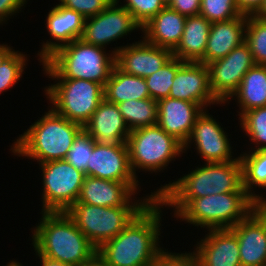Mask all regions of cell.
<instances>
[{
	"instance_id": "cell-37",
	"label": "cell",
	"mask_w": 266,
	"mask_h": 266,
	"mask_svg": "<svg viewBox=\"0 0 266 266\" xmlns=\"http://www.w3.org/2000/svg\"><path fill=\"white\" fill-rule=\"evenodd\" d=\"M162 248L154 258L151 266H201V263L195 253H172L166 252Z\"/></svg>"
},
{
	"instance_id": "cell-13",
	"label": "cell",
	"mask_w": 266,
	"mask_h": 266,
	"mask_svg": "<svg viewBox=\"0 0 266 266\" xmlns=\"http://www.w3.org/2000/svg\"><path fill=\"white\" fill-rule=\"evenodd\" d=\"M138 186V182H118L85 176L76 203L101 207L147 206L156 199V196L151 193L141 201L139 199L136 201L132 195L138 193Z\"/></svg>"
},
{
	"instance_id": "cell-21",
	"label": "cell",
	"mask_w": 266,
	"mask_h": 266,
	"mask_svg": "<svg viewBox=\"0 0 266 266\" xmlns=\"http://www.w3.org/2000/svg\"><path fill=\"white\" fill-rule=\"evenodd\" d=\"M207 231L194 250L201 266H241L236 234L231 229Z\"/></svg>"
},
{
	"instance_id": "cell-40",
	"label": "cell",
	"mask_w": 266,
	"mask_h": 266,
	"mask_svg": "<svg viewBox=\"0 0 266 266\" xmlns=\"http://www.w3.org/2000/svg\"><path fill=\"white\" fill-rule=\"evenodd\" d=\"M27 0H0V24L7 22L8 18L21 11ZM7 19V20H6Z\"/></svg>"
},
{
	"instance_id": "cell-33",
	"label": "cell",
	"mask_w": 266,
	"mask_h": 266,
	"mask_svg": "<svg viewBox=\"0 0 266 266\" xmlns=\"http://www.w3.org/2000/svg\"><path fill=\"white\" fill-rule=\"evenodd\" d=\"M96 141L83 129L73 142L64 160L86 175L90 154Z\"/></svg>"
},
{
	"instance_id": "cell-5",
	"label": "cell",
	"mask_w": 266,
	"mask_h": 266,
	"mask_svg": "<svg viewBox=\"0 0 266 266\" xmlns=\"http://www.w3.org/2000/svg\"><path fill=\"white\" fill-rule=\"evenodd\" d=\"M105 48L77 39L58 48L45 61L43 71L49 78L94 81L105 86L115 66V54Z\"/></svg>"
},
{
	"instance_id": "cell-34",
	"label": "cell",
	"mask_w": 266,
	"mask_h": 266,
	"mask_svg": "<svg viewBox=\"0 0 266 266\" xmlns=\"http://www.w3.org/2000/svg\"><path fill=\"white\" fill-rule=\"evenodd\" d=\"M199 14L211 23L227 21L241 15L235 0H201Z\"/></svg>"
},
{
	"instance_id": "cell-6",
	"label": "cell",
	"mask_w": 266,
	"mask_h": 266,
	"mask_svg": "<svg viewBox=\"0 0 266 266\" xmlns=\"http://www.w3.org/2000/svg\"><path fill=\"white\" fill-rule=\"evenodd\" d=\"M256 205L257 202L242 187L237 192L194 198L175 217L208 230L231 229Z\"/></svg>"
},
{
	"instance_id": "cell-12",
	"label": "cell",
	"mask_w": 266,
	"mask_h": 266,
	"mask_svg": "<svg viewBox=\"0 0 266 266\" xmlns=\"http://www.w3.org/2000/svg\"><path fill=\"white\" fill-rule=\"evenodd\" d=\"M118 2L113 0L101 13L85 19L81 37L85 43L104 48L134 30H141L132 14Z\"/></svg>"
},
{
	"instance_id": "cell-22",
	"label": "cell",
	"mask_w": 266,
	"mask_h": 266,
	"mask_svg": "<svg viewBox=\"0 0 266 266\" xmlns=\"http://www.w3.org/2000/svg\"><path fill=\"white\" fill-rule=\"evenodd\" d=\"M83 129L99 144L127 143L131 132L117 104L105 98Z\"/></svg>"
},
{
	"instance_id": "cell-20",
	"label": "cell",
	"mask_w": 266,
	"mask_h": 266,
	"mask_svg": "<svg viewBox=\"0 0 266 266\" xmlns=\"http://www.w3.org/2000/svg\"><path fill=\"white\" fill-rule=\"evenodd\" d=\"M157 124L183 145L188 140L198 116L204 108L197 103L164 98L157 101Z\"/></svg>"
},
{
	"instance_id": "cell-31",
	"label": "cell",
	"mask_w": 266,
	"mask_h": 266,
	"mask_svg": "<svg viewBox=\"0 0 266 266\" xmlns=\"http://www.w3.org/2000/svg\"><path fill=\"white\" fill-rule=\"evenodd\" d=\"M245 42L250 47L254 62L266 65V20L247 16Z\"/></svg>"
},
{
	"instance_id": "cell-4",
	"label": "cell",
	"mask_w": 266,
	"mask_h": 266,
	"mask_svg": "<svg viewBox=\"0 0 266 266\" xmlns=\"http://www.w3.org/2000/svg\"><path fill=\"white\" fill-rule=\"evenodd\" d=\"M83 126L69 121L48 109L12 144V152L17 156L35 159L39 164L64 160Z\"/></svg>"
},
{
	"instance_id": "cell-17",
	"label": "cell",
	"mask_w": 266,
	"mask_h": 266,
	"mask_svg": "<svg viewBox=\"0 0 266 266\" xmlns=\"http://www.w3.org/2000/svg\"><path fill=\"white\" fill-rule=\"evenodd\" d=\"M169 98L180 99L207 106L220 104L209 86V70L200 62L185 61L177 70L170 88Z\"/></svg>"
},
{
	"instance_id": "cell-43",
	"label": "cell",
	"mask_w": 266,
	"mask_h": 266,
	"mask_svg": "<svg viewBox=\"0 0 266 266\" xmlns=\"http://www.w3.org/2000/svg\"><path fill=\"white\" fill-rule=\"evenodd\" d=\"M40 259L41 266H71L65 263H62L57 260L50 259L44 256H38Z\"/></svg>"
},
{
	"instance_id": "cell-46",
	"label": "cell",
	"mask_w": 266,
	"mask_h": 266,
	"mask_svg": "<svg viewBox=\"0 0 266 266\" xmlns=\"http://www.w3.org/2000/svg\"><path fill=\"white\" fill-rule=\"evenodd\" d=\"M84 266H104V265L96 258L93 262Z\"/></svg>"
},
{
	"instance_id": "cell-38",
	"label": "cell",
	"mask_w": 266,
	"mask_h": 266,
	"mask_svg": "<svg viewBox=\"0 0 266 266\" xmlns=\"http://www.w3.org/2000/svg\"><path fill=\"white\" fill-rule=\"evenodd\" d=\"M65 8L80 13L85 19L101 13L113 0H59Z\"/></svg>"
},
{
	"instance_id": "cell-36",
	"label": "cell",
	"mask_w": 266,
	"mask_h": 266,
	"mask_svg": "<svg viewBox=\"0 0 266 266\" xmlns=\"http://www.w3.org/2000/svg\"><path fill=\"white\" fill-rule=\"evenodd\" d=\"M124 3L121 6L132 14L141 27L165 7L161 0H124Z\"/></svg>"
},
{
	"instance_id": "cell-14",
	"label": "cell",
	"mask_w": 266,
	"mask_h": 266,
	"mask_svg": "<svg viewBox=\"0 0 266 266\" xmlns=\"http://www.w3.org/2000/svg\"><path fill=\"white\" fill-rule=\"evenodd\" d=\"M225 133L219 122H216L207 109H204L198 116L188 140L183 145V151L185 153L186 149L191 146L190 144L194 143L197 154L199 153L206 163L236 160L237 158H232L233 147Z\"/></svg>"
},
{
	"instance_id": "cell-18",
	"label": "cell",
	"mask_w": 266,
	"mask_h": 266,
	"mask_svg": "<svg viewBox=\"0 0 266 266\" xmlns=\"http://www.w3.org/2000/svg\"><path fill=\"white\" fill-rule=\"evenodd\" d=\"M231 230L238 239L241 266H266V217L255 208Z\"/></svg>"
},
{
	"instance_id": "cell-3",
	"label": "cell",
	"mask_w": 266,
	"mask_h": 266,
	"mask_svg": "<svg viewBox=\"0 0 266 266\" xmlns=\"http://www.w3.org/2000/svg\"><path fill=\"white\" fill-rule=\"evenodd\" d=\"M32 242L37 256L71 266H84L97 258V248L66 212H41Z\"/></svg>"
},
{
	"instance_id": "cell-24",
	"label": "cell",
	"mask_w": 266,
	"mask_h": 266,
	"mask_svg": "<svg viewBox=\"0 0 266 266\" xmlns=\"http://www.w3.org/2000/svg\"><path fill=\"white\" fill-rule=\"evenodd\" d=\"M186 23V16L165 6L157 15L141 27L143 39L154 45L171 50L179 45Z\"/></svg>"
},
{
	"instance_id": "cell-30",
	"label": "cell",
	"mask_w": 266,
	"mask_h": 266,
	"mask_svg": "<svg viewBox=\"0 0 266 266\" xmlns=\"http://www.w3.org/2000/svg\"><path fill=\"white\" fill-rule=\"evenodd\" d=\"M184 62L172 57L158 71L145 78L150 98L159 101L169 96L176 72Z\"/></svg>"
},
{
	"instance_id": "cell-42",
	"label": "cell",
	"mask_w": 266,
	"mask_h": 266,
	"mask_svg": "<svg viewBox=\"0 0 266 266\" xmlns=\"http://www.w3.org/2000/svg\"><path fill=\"white\" fill-rule=\"evenodd\" d=\"M15 50L7 44L0 45V66Z\"/></svg>"
},
{
	"instance_id": "cell-35",
	"label": "cell",
	"mask_w": 266,
	"mask_h": 266,
	"mask_svg": "<svg viewBox=\"0 0 266 266\" xmlns=\"http://www.w3.org/2000/svg\"><path fill=\"white\" fill-rule=\"evenodd\" d=\"M27 55L14 51L0 66V93L7 91L20 80L26 66Z\"/></svg>"
},
{
	"instance_id": "cell-47",
	"label": "cell",
	"mask_w": 266,
	"mask_h": 266,
	"mask_svg": "<svg viewBox=\"0 0 266 266\" xmlns=\"http://www.w3.org/2000/svg\"><path fill=\"white\" fill-rule=\"evenodd\" d=\"M6 266H22V264L13 260V261L8 262V265Z\"/></svg>"
},
{
	"instance_id": "cell-11",
	"label": "cell",
	"mask_w": 266,
	"mask_h": 266,
	"mask_svg": "<svg viewBox=\"0 0 266 266\" xmlns=\"http://www.w3.org/2000/svg\"><path fill=\"white\" fill-rule=\"evenodd\" d=\"M255 64L246 42L234 48L226 57L207 64L209 86L215 99L221 104L228 102L238 90L244 75Z\"/></svg>"
},
{
	"instance_id": "cell-27",
	"label": "cell",
	"mask_w": 266,
	"mask_h": 266,
	"mask_svg": "<svg viewBox=\"0 0 266 266\" xmlns=\"http://www.w3.org/2000/svg\"><path fill=\"white\" fill-rule=\"evenodd\" d=\"M233 96L240 107L239 116L244 112L266 106V65L252 66L229 100H232Z\"/></svg>"
},
{
	"instance_id": "cell-25",
	"label": "cell",
	"mask_w": 266,
	"mask_h": 266,
	"mask_svg": "<svg viewBox=\"0 0 266 266\" xmlns=\"http://www.w3.org/2000/svg\"><path fill=\"white\" fill-rule=\"evenodd\" d=\"M212 23L204 16L186 17L184 32L173 57L182 61L198 62L203 56Z\"/></svg>"
},
{
	"instance_id": "cell-7",
	"label": "cell",
	"mask_w": 266,
	"mask_h": 266,
	"mask_svg": "<svg viewBox=\"0 0 266 266\" xmlns=\"http://www.w3.org/2000/svg\"><path fill=\"white\" fill-rule=\"evenodd\" d=\"M56 84L45 87V94L57 114L84 126L104 99L100 83L71 78H51Z\"/></svg>"
},
{
	"instance_id": "cell-48",
	"label": "cell",
	"mask_w": 266,
	"mask_h": 266,
	"mask_svg": "<svg viewBox=\"0 0 266 266\" xmlns=\"http://www.w3.org/2000/svg\"><path fill=\"white\" fill-rule=\"evenodd\" d=\"M165 6H169L173 0H161Z\"/></svg>"
},
{
	"instance_id": "cell-10",
	"label": "cell",
	"mask_w": 266,
	"mask_h": 266,
	"mask_svg": "<svg viewBox=\"0 0 266 266\" xmlns=\"http://www.w3.org/2000/svg\"><path fill=\"white\" fill-rule=\"evenodd\" d=\"M42 170V212H66L76 203L85 173L66 160L39 164Z\"/></svg>"
},
{
	"instance_id": "cell-1",
	"label": "cell",
	"mask_w": 266,
	"mask_h": 266,
	"mask_svg": "<svg viewBox=\"0 0 266 266\" xmlns=\"http://www.w3.org/2000/svg\"><path fill=\"white\" fill-rule=\"evenodd\" d=\"M161 208L157 199L151 201L116 237L97 249V259L104 266H151L162 249L158 244Z\"/></svg>"
},
{
	"instance_id": "cell-16",
	"label": "cell",
	"mask_w": 266,
	"mask_h": 266,
	"mask_svg": "<svg viewBox=\"0 0 266 266\" xmlns=\"http://www.w3.org/2000/svg\"><path fill=\"white\" fill-rule=\"evenodd\" d=\"M87 163L86 176L118 182H139L130 165L127 143H95Z\"/></svg>"
},
{
	"instance_id": "cell-8",
	"label": "cell",
	"mask_w": 266,
	"mask_h": 266,
	"mask_svg": "<svg viewBox=\"0 0 266 266\" xmlns=\"http://www.w3.org/2000/svg\"><path fill=\"white\" fill-rule=\"evenodd\" d=\"M127 146L135 176L138 169L151 173L160 172L167 168L176 156L184 153L183 144L167 134L158 124L131 130Z\"/></svg>"
},
{
	"instance_id": "cell-32",
	"label": "cell",
	"mask_w": 266,
	"mask_h": 266,
	"mask_svg": "<svg viewBox=\"0 0 266 266\" xmlns=\"http://www.w3.org/2000/svg\"><path fill=\"white\" fill-rule=\"evenodd\" d=\"M240 127L248 135L256 148H266V106L244 112L240 117Z\"/></svg>"
},
{
	"instance_id": "cell-29",
	"label": "cell",
	"mask_w": 266,
	"mask_h": 266,
	"mask_svg": "<svg viewBox=\"0 0 266 266\" xmlns=\"http://www.w3.org/2000/svg\"><path fill=\"white\" fill-rule=\"evenodd\" d=\"M130 131L156 125L158 122L157 101L152 98L127 100L117 104Z\"/></svg>"
},
{
	"instance_id": "cell-44",
	"label": "cell",
	"mask_w": 266,
	"mask_h": 266,
	"mask_svg": "<svg viewBox=\"0 0 266 266\" xmlns=\"http://www.w3.org/2000/svg\"><path fill=\"white\" fill-rule=\"evenodd\" d=\"M255 17L266 20V0H263V3L259 10L254 14Z\"/></svg>"
},
{
	"instance_id": "cell-45",
	"label": "cell",
	"mask_w": 266,
	"mask_h": 266,
	"mask_svg": "<svg viewBox=\"0 0 266 266\" xmlns=\"http://www.w3.org/2000/svg\"><path fill=\"white\" fill-rule=\"evenodd\" d=\"M256 208L266 217V202L257 203Z\"/></svg>"
},
{
	"instance_id": "cell-26",
	"label": "cell",
	"mask_w": 266,
	"mask_h": 266,
	"mask_svg": "<svg viewBox=\"0 0 266 266\" xmlns=\"http://www.w3.org/2000/svg\"><path fill=\"white\" fill-rule=\"evenodd\" d=\"M104 98L111 103L119 104L131 99L150 98V94L145 78L125 74L114 66L104 86Z\"/></svg>"
},
{
	"instance_id": "cell-9",
	"label": "cell",
	"mask_w": 266,
	"mask_h": 266,
	"mask_svg": "<svg viewBox=\"0 0 266 266\" xmlns=\"http://www.w3.org/2000/svg\"><path fill=\"white\" fill-rule=\"evenodd\" d=\"M145 207H101L75 203L66 213L98 249L104 242L116 237Z\"/></svg>"
},
{
	"instance_id": "cell-2",
	"label": "cell",
	"mask_w": 266,
	"mask_h": 266,
	"mask_svg": "<svg viewBox=\"0 0 266 266\" xmlns=\"http://www.w3.org/2000/svg\"><path fill=\"white\" fill-rule=\"evenodd\" d=\"M242 187V165L238 156L229 162H205L204 166H198L152 193L165 207H175V217L194 198L237 192Z\"/></svg>"
},
{
	"instance_id": "cell-28",
	"label": "cell",
	"mask_w": 266,
	"mask_h": 266,
	"mask_svg": "<svg viewBox=\"0 0 266 266\" xmlns=\"http://www.w3.org/2000/svg\"><path fill=\"white\" fill-rule=\"evenodd\" d=\"M243 153L239 156L242 165L243 187L257 203L266 202V198L253 191L256 187L266 189V148Z\"/></svg>"
},
{
	"instance_id": "cell-41",
	"label": "cell",
	"mask_w": 266,
	"mask_h": 266,
	"mask_svg": "<svg viewBox=\"0 0 266 266\" xmlns=\"http://www.w3.org/2000/svg\"><path fill=\"white\" fill-rule=\"evenodd\" d=\"M238 11L246 16L254 15L261 7L263 0H235Z\"/></svg>"
},
{
	"instance_id": "cell-39",
	"label": "cell",
	"mask_w": 266,
	"mask_h": 266,
	"mask_svg": "<svg viewBox=\"0 0 266 266\" xmlns=\"http://www.w3.org/2000/svg\"><path fill=\"white\" fill-rule=\"evenodd\" d=\"M169 7L188 17L199 15L201 0H173Z\"/></svg>"
},
{
	"instance_id": "cell-15",
	"label": "cell",
	"mask_w": 266,
	"mask_h": 266,
	"mask_svg": "<svg viewBox=\"0 0 266 266\" xmlns=\"http://www.w3.org/2000/svg\"><path fill=\"white\" fill-rule=\"evenodd\" d=\"M115 66L125 74L146 78L158 71L173 57L169 49L154 46L144 39L130 45L116 47Z\"/></svg>"
},
{
	"instance_id": "cell-23",
	"label": "cell",
	"mask_w": 266,
	"mask_h": 266,
	"mask_svg": "<svg viewBox=\"0 0 266 266\" xmlns=\"http://www.w3.org/2000/svg\"><path fill=\"white\" fill-rule=\"evenodd\" d=\"M247 16H240L211 25L204 56L198 61L209 64L212 61L226 57L230 51L245 42Z\"/></svg>"
},
{
	"instance_id": "cell-19",
	"label": "cell",
	"mask_w": 266,
	"mask_h": 266,
	"mask_svg": "<svg viewBox=\"0 0 266 266\" xmlns=\"http://www.w3.org/2000/svg\"><path fill=\"white\" fill-rule=\"evenodd\" d=\"M46 16V28L52 41L43 42L40 49V63L45 61L61 46L81 39L84 31L85 18L74 10L65 8L60 4L55 5ZM56 40L55 41H53Z\"/></svg>"
}]
</instances>
